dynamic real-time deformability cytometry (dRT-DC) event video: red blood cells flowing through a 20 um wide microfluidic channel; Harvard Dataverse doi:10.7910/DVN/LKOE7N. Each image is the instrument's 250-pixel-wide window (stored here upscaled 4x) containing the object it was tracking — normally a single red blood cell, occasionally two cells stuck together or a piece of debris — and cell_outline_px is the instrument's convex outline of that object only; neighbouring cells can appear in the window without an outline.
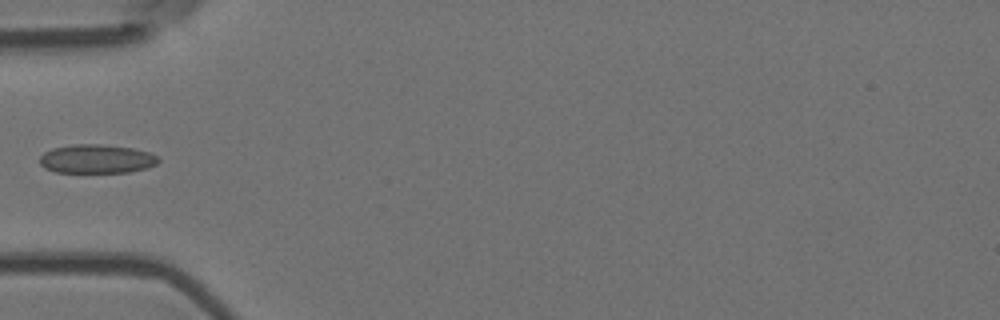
{"species": "Egyptian fruit bat (a non-hibernating species)", "species_latin": "Rousettus aegyptiacus", "temperature_condition": "room temperature", "stored_images_in_passage": 6, "camera_frame_rate_fps": 3000, "um_per_image_px": 0.085, "animal": {"sex": "female"}, "frame": {"image": 1, "passage_image": 5, "time_ms": 1.333, "image_size_px": [1000, 320], "cell_outline_px": [[160, 160], [156, 164], [148, 168], [128, 172], [56, 172], [44, 168], [40, 164], [40, 156], [44, 152], [52, 148], [72, 144], [100, 144], [132, 148], [148, 152], [156, 156]], "centroid_in_image_um": [8.19, 13.5], "position_along_channel_um": 76.8, "area_um2": 19.94}}
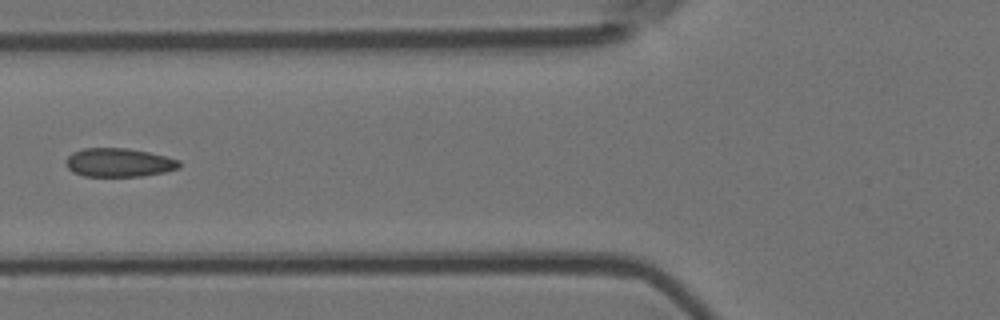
{"frame": {"image": 2, "passage_image": 6, "time_ms": 1.667, "image_size_px": [1000, 320], "cell_outline_px": [[180, 168], [164, 172], [144, 176], [84, 176], [72, 172], [64, 164], [64, 160], [72, 152], [84, 148], [128, 148], [148, 152], [180, 160]], "centroid_in_image_um": [10.07, 13.82], "position_along_channel_um": 115.7, "area_um2": 19.07}}